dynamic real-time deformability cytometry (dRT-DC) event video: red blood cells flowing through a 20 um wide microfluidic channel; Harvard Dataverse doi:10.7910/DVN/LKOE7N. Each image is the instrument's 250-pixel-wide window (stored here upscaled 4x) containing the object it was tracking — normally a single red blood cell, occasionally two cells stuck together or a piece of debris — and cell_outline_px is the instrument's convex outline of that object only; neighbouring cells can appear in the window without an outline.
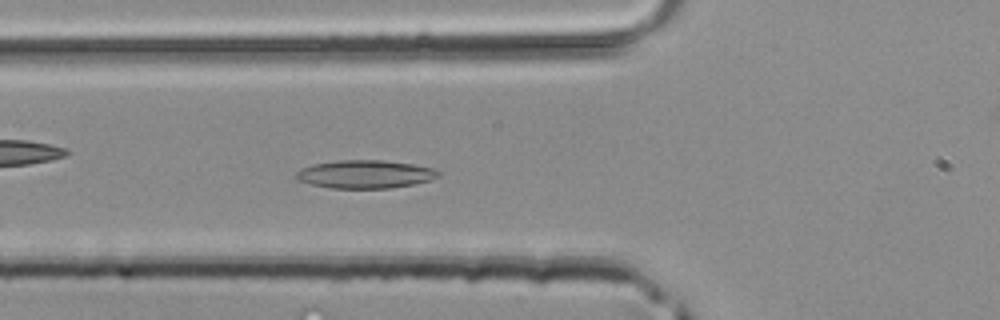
{"species": "common noctule bat (a hibernating species)", "species_latin": "Nyctalus noctula", "temperature_condition": "room temperature", "stored_images_in_passage": 43, "camera_frame_rate_fps": 3000, "um_per_image_px": 0.085, "animal": {"sex": "male", "body_mass_g": 20.4}, "frame": {"image": 1, "passage_image": 15, "time_ms": 4.667, "image_size_px": [1000, 320], "cell_outline_px": [[440, 176], [428, 180], [412, 184], [392, 188], [328, 188], [296, 180], [296, 172], [300, 168], [312, 164], [336, 160], [384, 160], [412, 164], [432, 168], [440, 172]], "centroid_in_image_um": [30.99, 14.8], "position_along_channel_um": 94.8, "area_um2": 23.35}}
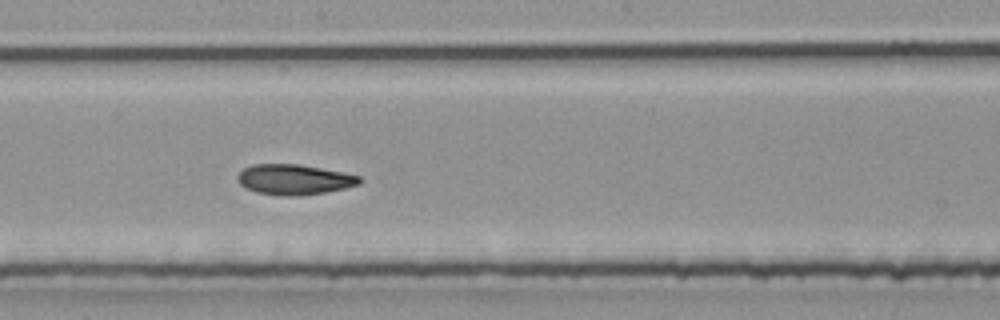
{"frame": {"image": 2, "passage_image": 23, "time_ms": 7.333, "image_size_px": [1000, 320], "cell_outline_px": [[364, 180], [360, 184], [344, 188], [324, 192], [296, 196], [284, 196], [256, 192], [240, 184], [236, 180], [236, 176], [244, 168], [252, 164], [300, 164], [344, 172], [360, 176]], "centroid_in_image_um": [25.02, 15.25], "position_along_channel_um": 223.2, "area_um2": 21.62}}
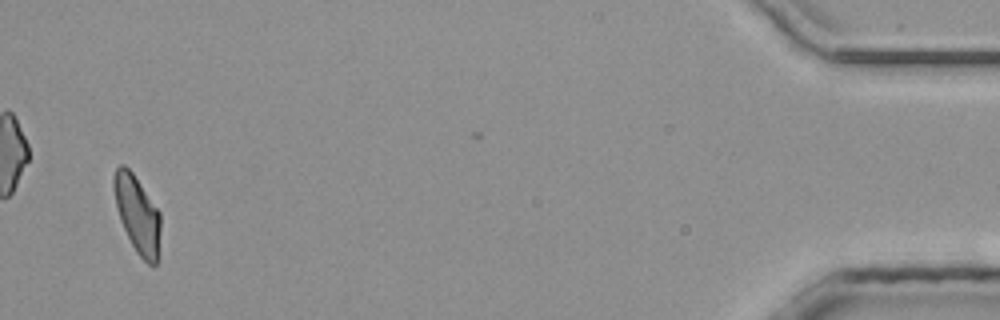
{"frame": {"image": 3, "passage_image": 41, "time_ms": 13.333, "image_size_px": [1000, 320], "cell_outline_px": [[160, 232], [156, 264], [152, 268], [136, 252], [120, 220], [116, 204], [112, 184], [112, 180], [116, 168], [120, 164], [124, 164], [132, 172], [160, 212]], "centroid_in_image_um": [11.66, 18.2], "position_along_channel_um": 423.5, "area_um2": 20.81}}